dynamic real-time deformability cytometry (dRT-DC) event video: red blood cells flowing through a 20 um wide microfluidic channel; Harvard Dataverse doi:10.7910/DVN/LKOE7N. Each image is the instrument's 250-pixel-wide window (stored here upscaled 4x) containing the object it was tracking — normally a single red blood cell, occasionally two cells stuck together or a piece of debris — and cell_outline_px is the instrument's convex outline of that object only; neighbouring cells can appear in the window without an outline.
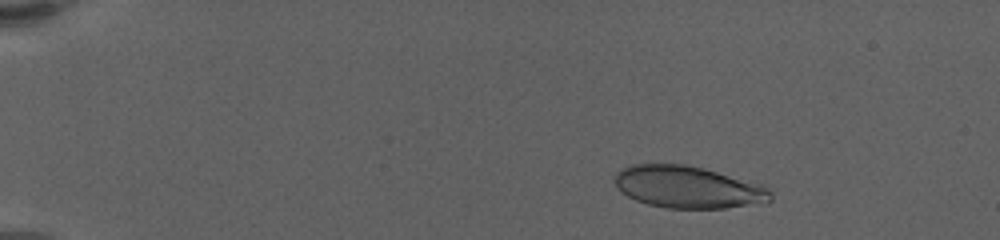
{"species": "human", "species_latin": "Homo sapiens", "temperature_condition": "warm", "stored_images_in_passage": 59, "camera_frame_rate_fps": 3000, "um_per_image_px": 0.085, "donor": {"sex": "female"}, "frame": {"image": 1, "passage_image": 9, "time_ms": 2.667, "image_size_px": [1000, 240], "cell_outline_px": [[772, 200], [724, 208], [668, 208], [648, 204], [636, 200], [620, 192], [616, 188], [616, 172], [632, 164], [684, 164], [716, 172], [760, 184], [768, 188], [772, 192]], "centroid_in_image_um": [58.43, 15.9], "position_along_channel_um": 26.6, "area_um2": 37.63}}
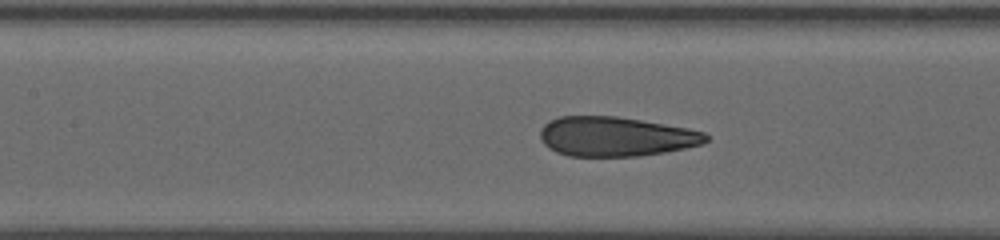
{"frame": {"image": 2, "passage_image": 29, "time_ms": 9.333, "image_size_px": [1000, 240], "cell_outline_px": [[708, 140], [704, 144], [664, 152], [640, 156], [568, 156], [556, 152], [548, 148], [540, 140], [540, 128], [548, 120], [560, 116], [616, 116], [688, 128], [704, 132], [708, 136]], "centroid_in_image_um": [52.3, 11.61], "position_along_channel_um": 155.1, "area_um2": 38.38}}
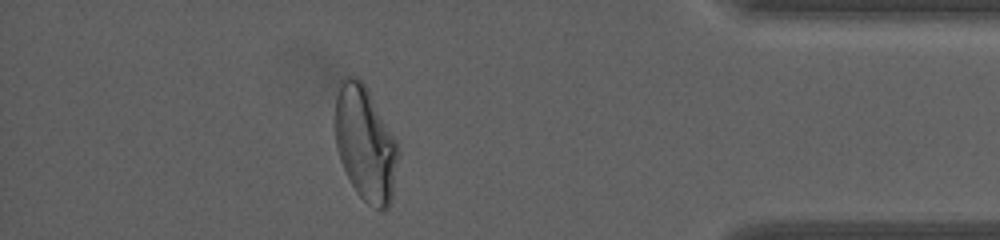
{"frame": {"image": 3, "passage_image": 53, "time_ms": 17.333, "image_size_px": [1000, 240], "cell_outline_px": [[400, 152], [392, 196], [388, 208], [380, 212], [368, 204], [356, 192], [340, 160], [336, 148], [332, 124], [336, 96], [340, 76], [356, 76], [368, 88], [396, 140], [400, 148]], "centroid_in_image_um": [31.02, 12.17], "position_along_channel_um": 404.2, "area_um2": 43.18}, "authors_computed_cell_mechanics": {"area_um2": 38.8416, "velocity_mm_per_s": 3.5093, "shape_relaxation_time_tau1_ms": 7.7424, "shape_relaxation_time_tau2_ms": 0.8503, "deformation_change_tau1": 0.2602, "deformation_change_tau2": 0.0703}}